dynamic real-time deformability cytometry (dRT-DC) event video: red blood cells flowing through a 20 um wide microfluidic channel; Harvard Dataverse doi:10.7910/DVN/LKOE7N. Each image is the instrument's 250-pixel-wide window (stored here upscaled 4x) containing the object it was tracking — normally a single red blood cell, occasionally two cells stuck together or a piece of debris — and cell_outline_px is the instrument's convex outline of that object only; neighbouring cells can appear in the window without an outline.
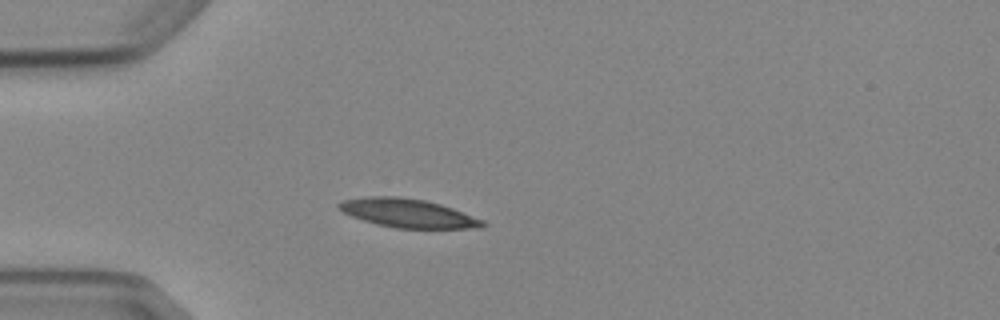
{"species": "Egyptian fruit bat (a non-hibernating species)", "species_latin": "Rousettus aegyptiacus", "temperature_condition": "cold", "stored_images_in_passage": 4, "camera_frame_rate_fps": 3000, "um_per_image_px": 0.085, "animal": {"sex": "female"}, "frame": {"image": 1, "passage_image": 4, "time_ms": 3.333, "image_size_px": [1000, 320], "cell_outline_px": [[488, 224], [484, 228], [396, 228], [376, 224], [352, 216], [344, 212], [336, 204], [344, 200], [368, 196], [396, 196], [424, 200], [440, 204], [452, 208], [484, 220]], "centroid_in_image_um": [34.71, 18.12], "position_along_channel_um": 50.3, "area_um2": 23.87}}